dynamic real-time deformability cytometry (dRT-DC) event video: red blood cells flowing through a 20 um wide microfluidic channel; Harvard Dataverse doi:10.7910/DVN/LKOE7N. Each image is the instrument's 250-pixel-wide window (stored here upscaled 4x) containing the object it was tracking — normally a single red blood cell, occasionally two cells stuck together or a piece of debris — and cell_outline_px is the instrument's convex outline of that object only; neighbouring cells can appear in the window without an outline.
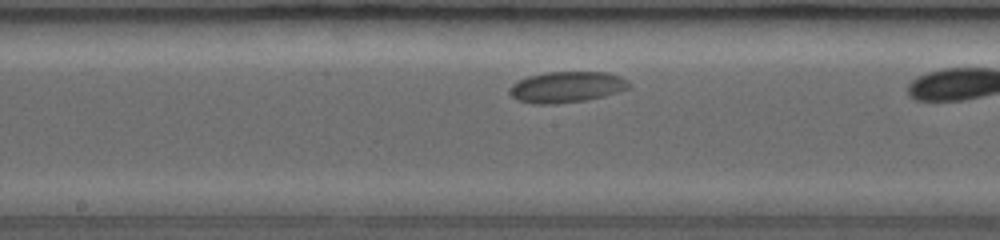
{"species": "common noctule bat (a hibernating species)", "species_latin": "Nyctalus noctula", "temperature_condition": "room temperature", "stored_images_in_passage": 32, "camera_frame_rate_fps": 3000, "um_per_image_px": 0.085, "animal": {"sex": "female", "body_mass_g": 19.0, "forearm_length_mm": 53.3}, "frame": {"image": 1, "passage_image": 15, "time_ms": 3.333, "image_size_px": [1000, 240], "cell_outline_px": [[632, 84], [628, 88], [604, 96], [584, 100], [556, 104], [532, 104], [516, 100], [508, 92], [512, 84], [528, 76], [548, 72], [608, 72], [620, 76], [628, 80]], "centroid_in_image_um": [48.16, 7.4], "position_along_channel_um": 200.0, "area_um2": 21.62}}